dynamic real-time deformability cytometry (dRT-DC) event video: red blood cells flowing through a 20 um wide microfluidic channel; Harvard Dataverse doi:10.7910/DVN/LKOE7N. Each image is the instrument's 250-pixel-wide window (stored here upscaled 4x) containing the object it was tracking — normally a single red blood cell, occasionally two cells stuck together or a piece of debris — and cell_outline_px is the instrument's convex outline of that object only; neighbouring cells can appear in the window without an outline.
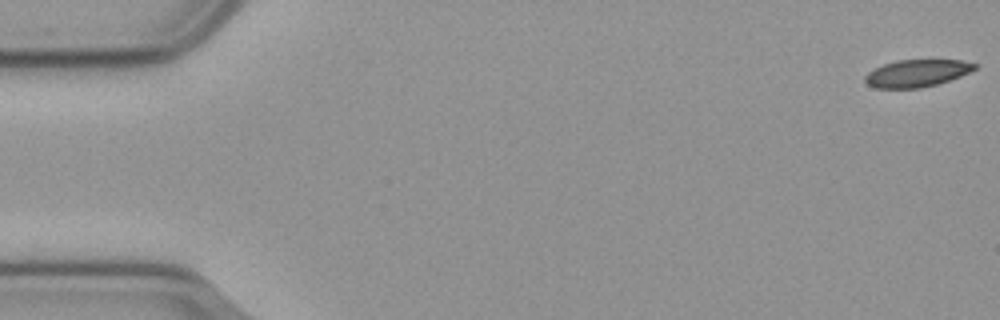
{"species": "common noctule bat (a hibernating species)", "species_latin": "Nyctalus noctula", "temperature_condition": "cold", "stored_images_in_passage": 57, "camera_frame_rate_fps": 3000, "um_per_image_px": 0.085, "animal": {"sex": "male", "body_mass_g": 23.1, "forearm_length_mm": 52.7}, "frame": {"image": 1, "passage_image": 1, "time_ms": 0.0, "image_size_px": [1000, 320], "cell_outline_px": [[976, 68], [960, 76], [936, 84], [920, 88], [876, 88], [868, 84], [864, 80], [864, 76], [868, 72], [884, 64], [896, 60], [960, 60], [976, 64]], "centroid_in_image_um": [77.9, 6.22], "position_along_channel_um": 7.1, "area_um2": 17.17}}
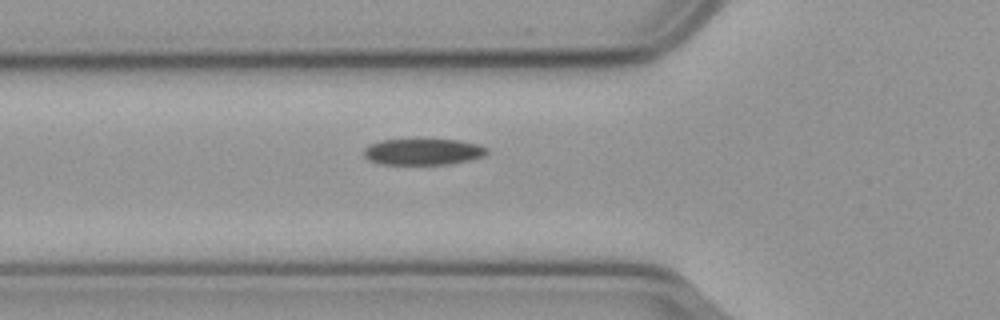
{"frame": {"image": 2, "passage_image": 20, "time_ms": 6.333, "image_size_px": [1000, 320], "cell_outline_px": [[488, 152], [484, 156], [468, 160], [448, 164], [380, 164], [364, 156], [364, 148], [380, 140], [460, 140], [476, 144], [488, 148]], "centroid_in_image_um": [35.98, 12.9], "position_along_channel_um": 89.8, "area_um2": 18.55}}
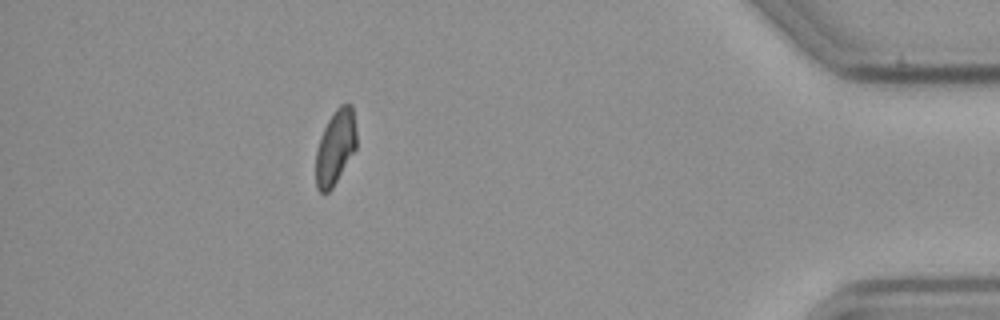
{"frame": {"image": 3, "passage_image": 51, "time_ms": 16.667, "image_size_px": [1000, 320], "cell_outline_px": [[356, 148], [332, 188], [328, 192], [320, 192], [316, 188], [316, 148], [324, 128], [328, 120], [336, 108], [340, 104], [352, 104], [356, 132]], "centroid_in_image_um": [28.5, 12.5], "position_along_channel_um": 406.7, "area_um2": 17.57}, "authors_computed_cell_mechanics": {"area_um2": 19.074, "velocity_mm_per_s": 3.599, "shape_relaxation_time_tau1_ms": 10.2323, "shape_relaxation_time_tau2_ms": 7.2925, "deformation_change_tau1": 0.1643, "deformation_change_tau2": 0.1241}}